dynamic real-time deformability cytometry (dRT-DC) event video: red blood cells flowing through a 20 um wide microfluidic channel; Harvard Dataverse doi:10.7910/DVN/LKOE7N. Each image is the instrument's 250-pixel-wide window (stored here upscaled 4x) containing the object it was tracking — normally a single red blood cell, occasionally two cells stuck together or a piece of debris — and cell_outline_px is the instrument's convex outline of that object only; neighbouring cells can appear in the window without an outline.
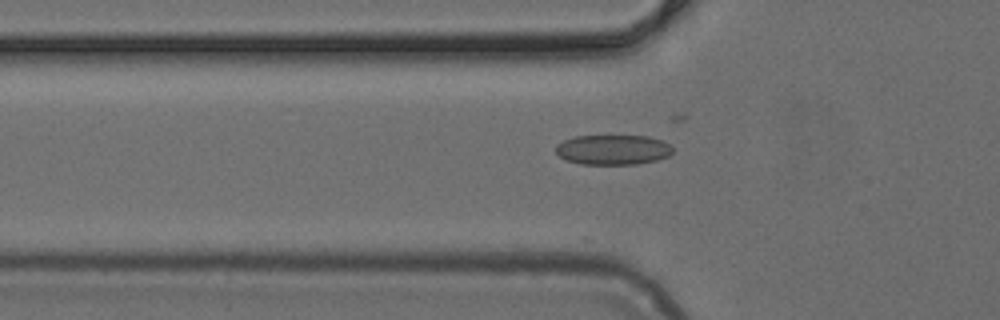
{"species": "common noctule bat (a hibernating species)", "species_latin": "Nyctalus noctula", "temperature_condition": "cold", "stored_images_in_passage": 25, "camera_frame_rate_fps": 3000, "um_per_image_px": 0.085, "animal": {"sex": "female", "body_mass_g": 24.6, "forearm_length_mm": 56.2}, "frame": {"image": 1, "passage_image": 14, "time_ms": 4.333, "image_size_px": [1000, 320], "cell_outline_px": [[672, 152], [668, 156], [656, 160], [636, 164], [580, 164], [568, 160], [560, 156], [556, 152], [556, 144], [564, 140], [576, 136], [648, 136], [664, 140], [672, 148]], "centroid_in_image_um": [52.11, 12.72], "position_along_channel_um": 73.7, "area_um2": 20.35}}
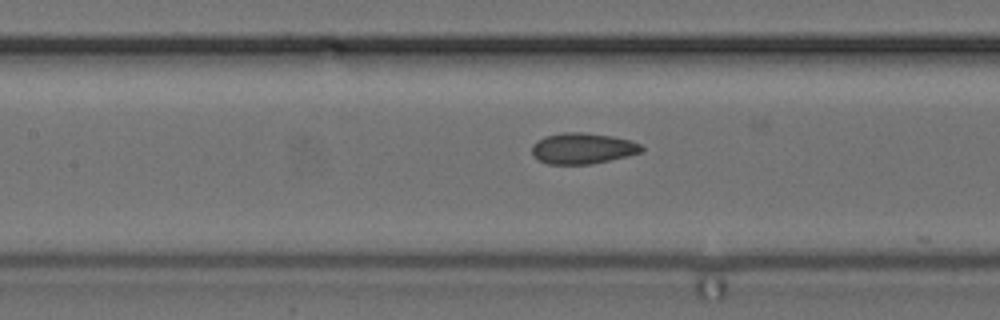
{"frame": {"image": 2, "passage_image": 20, "time_ms": 6.333, "image_size_px": [1000, 320], "cell_outline_px": [[644, 148], [640, 152], [628, 156], [592, 164], [548, 164], [536, 160], [532, 156], [532, 144], [536, 140], [544, 136], [560, 132], [584, 132], [612, 136], [632, 140], [640, 144]], "centroid_in_image_um": [49.48, 12.61], "position_along_channel_um": 157.9, "area_um2": 20.11}}
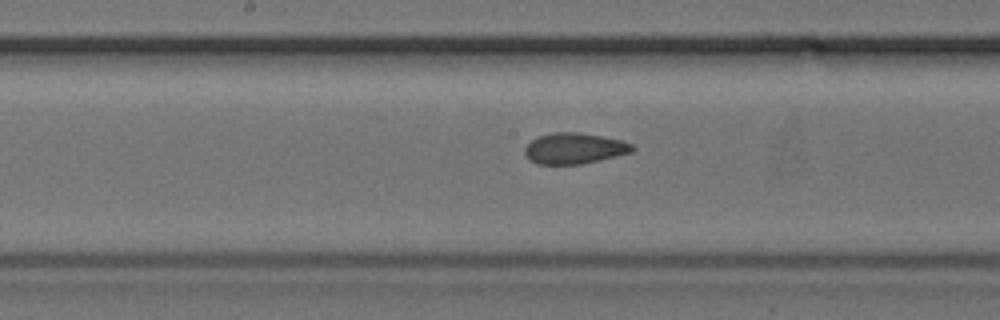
{"frame": {"image": 3, "passage_image": 23, "time_ms": 7.333, "image_size_px": [1000, 320], "cell_outline_px": [[636, 148], [632, 152], [584, 164], [536, 164], [528, 160], [524, 152], [524, 148], [532, 140], [540, 136], [552, 132], [580, 132], [620, 140], [632, 144]], "centroid_in_image_um": [48.8, 12.62], "position_along_channel_um": 199.4, "area_um2": 19.42}}